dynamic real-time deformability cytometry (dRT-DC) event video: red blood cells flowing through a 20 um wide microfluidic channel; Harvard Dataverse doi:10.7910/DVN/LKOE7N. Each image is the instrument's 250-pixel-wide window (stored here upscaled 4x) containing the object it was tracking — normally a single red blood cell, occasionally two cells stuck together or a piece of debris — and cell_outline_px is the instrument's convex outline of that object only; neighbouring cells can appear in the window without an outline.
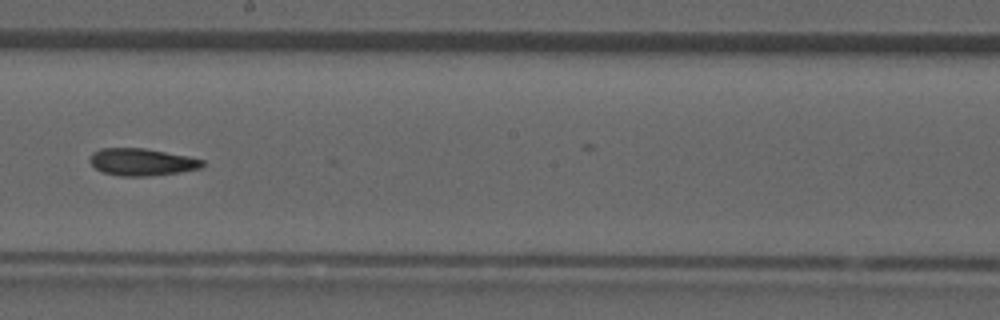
{"species": "common noctule bat (a hibernating species)", "species_latin": "Nyctalus noctula", "temperature_condition": "room temperature", "stored_images_in_passage": 28, "camera_frame_rate_fps": 3000, "um_per_image_px": 0.085, "animal": {"sex": "male", "forearm_length_mm": 52.5}, "frame": {"image": 1, "passage_image": 20, "time_ms": 6.333, "image_size_px": [1000, 320], "cell_outline_px": [[204, 168], [180, 172], [144, 176], [120, 176], [104, 172], [96, 168], [88, 160], [88, 156], [92, 152], [100, 148], [144, 148], [188, 156], [204, 160]], "centroid_in_image_um": [12.05, 13.76], "position_along_channel_um": 236.1, "area_um2": 17.92}}